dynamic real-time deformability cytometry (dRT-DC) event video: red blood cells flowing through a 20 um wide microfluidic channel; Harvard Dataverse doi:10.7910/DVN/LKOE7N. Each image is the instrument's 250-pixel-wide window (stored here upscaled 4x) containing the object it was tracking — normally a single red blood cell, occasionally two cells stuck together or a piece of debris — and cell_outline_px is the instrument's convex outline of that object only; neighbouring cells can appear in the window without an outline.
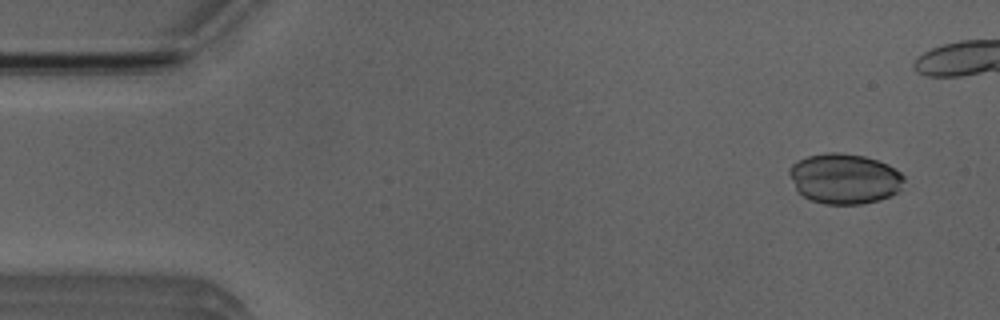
{"species": "Egyptian fruit bat (a non-hibernating species)", "species_latin": "Rousettus aegyptiacus", "temperature_condition": "room temperature", "stored_images_in_passage": 5, "camera_frame_rate_fps": 3000, "um_per_image_px": 0.085, "animal": {"sex": "male"}, "frame": {"image": 1, "passage_image": 1, "time_ms": 0.0, "image_size_px": [1000, 320], "cell_outline_px": [[904, 180], [900, 188], [896, 192], [880, 200], [860, 204], [824, 204], [812, 200], [804, 196], [796, 188], [788, 172], [788, 168], [796, 160], [808, 156], [828, 152], [844, 152], [864, 156], [888, 164], [900, 172], [904, 176]], "centroid_in_image_um": [71.77, 15.17], "position_along_channel_um": 13.2, "area_um2": 33.58}}